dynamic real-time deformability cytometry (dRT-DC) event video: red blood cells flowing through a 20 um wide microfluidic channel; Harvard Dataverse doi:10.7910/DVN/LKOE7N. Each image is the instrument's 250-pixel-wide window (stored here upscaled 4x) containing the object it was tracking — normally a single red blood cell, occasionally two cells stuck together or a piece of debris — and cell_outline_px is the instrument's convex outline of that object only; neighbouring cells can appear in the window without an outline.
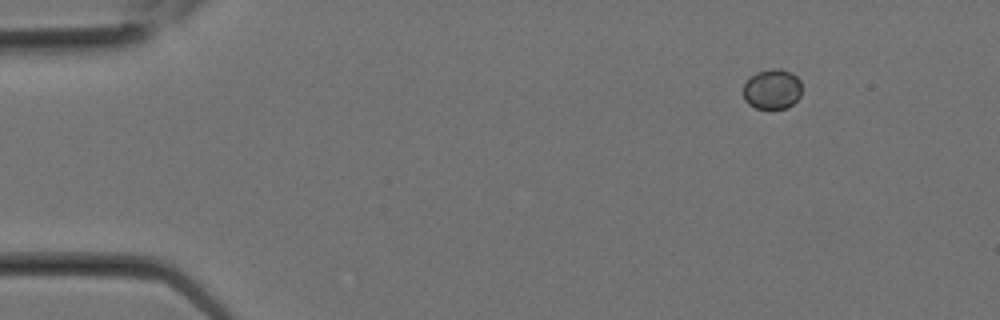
{"species": "Egyptian fruit bat (a non-hibernating species)", "species_latin": "Rousettus aegyptiacus", "temperature_condition": "room temperature", "stored_images_in_passage": 1, "camera_frame_rate_fps": 3000, "um_per_image_px": 0.085, "animal": {"sex": "female"}, "frame": {"image": 1, "passage_image": 1, "time_ms": 0.0, "image_size_px": [1000, 320], "cell_outline_px": [[800, 96], [788, 108], [756, 108], [748, 104], [744, 100], [744, 84], [756, 72], [772, 68], [780, 68], [792, 72], [800, 80]], "centroid_in_image_um": [65.64, 7.57], "position_along_channel_um": 19.4, "area_um2": 13.64}}